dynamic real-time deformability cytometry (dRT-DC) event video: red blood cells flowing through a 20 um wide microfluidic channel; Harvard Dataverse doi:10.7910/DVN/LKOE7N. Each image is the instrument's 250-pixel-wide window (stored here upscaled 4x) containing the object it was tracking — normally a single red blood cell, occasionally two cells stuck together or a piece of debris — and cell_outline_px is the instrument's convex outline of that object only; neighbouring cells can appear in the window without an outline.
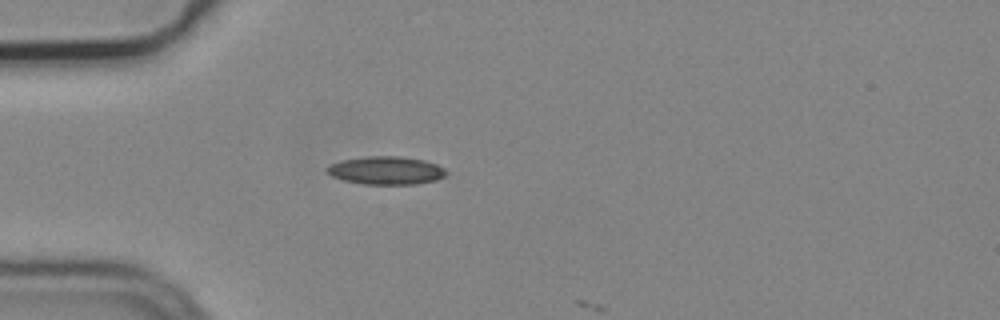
{"species": "common noctule bat (a hibernating species)", "species_latin": "Nyctalus noctula", "temperature_condition": "cold", "stored_images_in_passage": 2, "camera_frame_rate_fps": 3000, "um_per_image_px": 0.085, "animal": {"sex": "male", "body_mass_g": 19.2, "forearm_length_mm": 51.8}, "frame": {"image": 1, "passage_image": 1, "time_ms": 0.0, "image_size_px": [1000, 320], "cell_outline_px": [[448, 176], [436, 180], [416, 184], [364, 184], [344, 180], [332, 176], [324, 168], [340, 160], [368, 156], [400, 156], [424, 160], [436, 164], [444, 168], [448, 172]], "centroid_in_image_um": [32.86, 14.48], "position_along_channel_um": 52.1, "area_um2": 19.59}}